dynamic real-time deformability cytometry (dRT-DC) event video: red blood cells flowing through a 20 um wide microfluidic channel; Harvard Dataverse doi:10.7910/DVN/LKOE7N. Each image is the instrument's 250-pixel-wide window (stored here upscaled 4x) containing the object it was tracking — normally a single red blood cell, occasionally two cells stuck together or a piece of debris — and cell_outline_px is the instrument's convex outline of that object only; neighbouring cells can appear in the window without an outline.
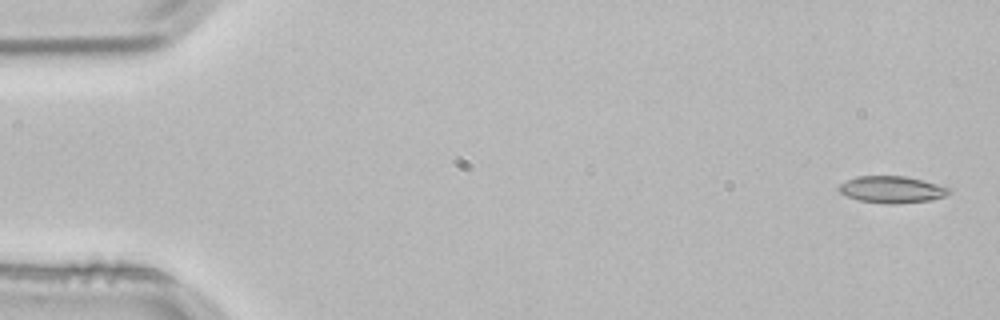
{"species": "common noctule bat (a hibernating species)", "species_latin": "Nyctalus noctula", "temperature_condition": "room temperature", "stored_images_in_passage": 4, "camera_frame_rate_fps": 3000, "um_per_image_px": 0.085, "animal": {"sex": "male", "body_mass_g": 21.5, "forearm_length_mm": 52.0}, "frame": {"image": 1, "passage_image": 1, "time_ms": 0.0, "image_size_px": [1000, 320], "cell_outline_px": [[952, 192], [944, 196], [928, 200], [892, 204], [860, 200], [848, 196], [840, 192], [836, 188], [840, 184], [856, 176], [904, 176], [952, 188]], "centroid_in_image_um": [75.8, 16.1], "position_along_channel_um": 9.2, "area_um2": 16.88}}
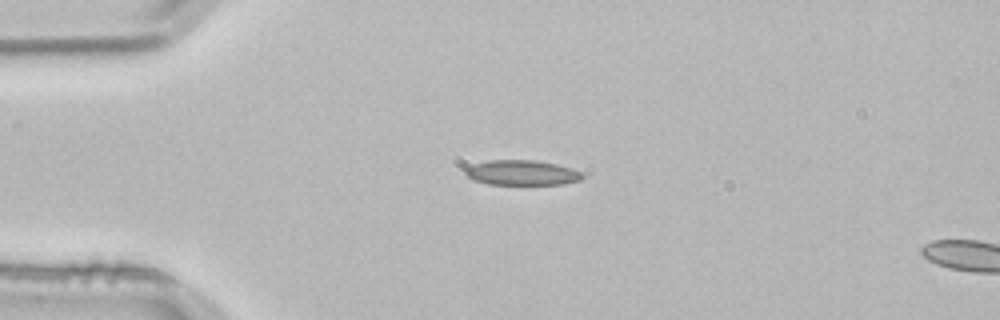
{"frame": {"image": 2, "passage_image": 3, "time_ms": 0.667, "image_size_px": [1000, 320], "cell_outline_px": [[584, 176], [580, 180], [564, 184], [488, 184], [472, 180], [464, 176], [464, 168], [472, 164], [488, 160], [536, 160], [556, 164], [572, 168], [584, 172]], "centroid_in_image_um": [44.33, 14.67], "position_along_channel_um": 40.7, "area_um2": 17.4}}
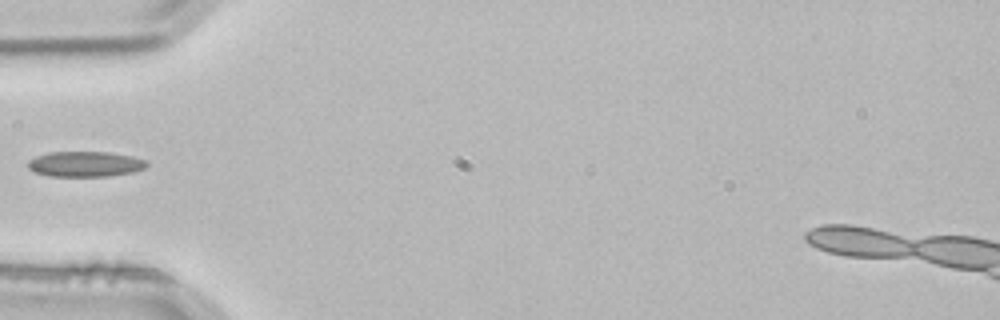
{"frame": {"image": 3, "passage_image": 4, "time_ms": 1.0, "image_size_px": [1000, 320], "cell_outline_px": [[148, 164], [144, 168], [132, 172], [112, 176], [48, 176], [36, 172], [28, 168], [28, 160], [36, 156], [48, 152], [108, 152], [132, 156], [144, 160]], "centroid_in_image_um": [7.22, 13.94], "position_along_channel_um": 77.8, "area_um2": 17.51}}